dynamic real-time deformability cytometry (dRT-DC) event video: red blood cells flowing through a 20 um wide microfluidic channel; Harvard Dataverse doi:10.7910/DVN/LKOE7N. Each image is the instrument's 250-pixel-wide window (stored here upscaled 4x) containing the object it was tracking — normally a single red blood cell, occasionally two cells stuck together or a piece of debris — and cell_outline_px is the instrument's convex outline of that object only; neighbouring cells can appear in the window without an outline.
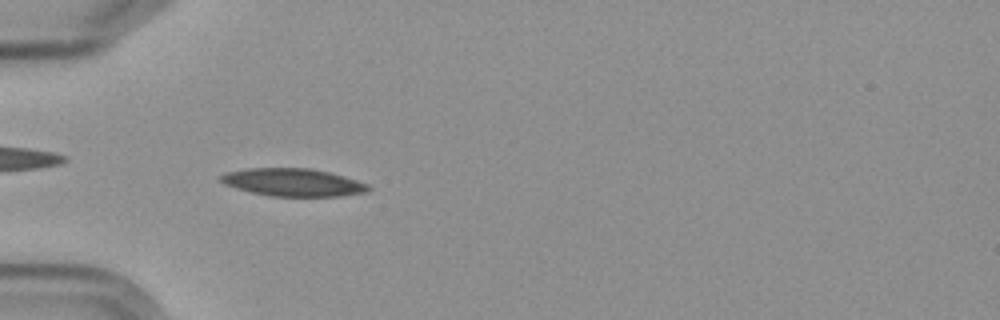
{"species": "Egyptian fruit bat (a non-hibernating species)", "species_latin": "Rousettus aegyptiacus", "temperature_condition": "cold", "stored_images_in_passage": 5, "camera_frame_rate_fps": 3000, "um_per_image_px": 0.085, "frame": {"image": 1, "passage_image": 4, "time_ms": 4.333, "image_size_px": [1000, 320], "cell_outline_px": [[372, 188], [368, 192], [340, 196], [268, 196], [236, 188], [224, 184], [220, 180], [220, 176], [228, 172], [248, 168], [308, 168], [328, 172], [344, 176], [368, 184]], "centroid_in_image_um": [24.93, 15.5], "position_along_channel_um": 60.1, "area_um2": 23.76}}